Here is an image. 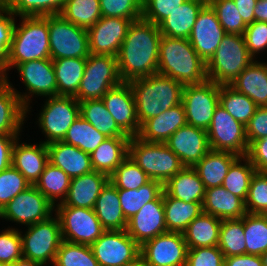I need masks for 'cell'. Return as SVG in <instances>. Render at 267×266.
Instances as JSON below:
<instances>
[{
	"instance_id": "f6af8a7d",
	"label": "cell",
	"mask_w": 267,
	"mask_h": 266,
	"mask_svg": "<svg viewBox=\"0 0 267 266\" xmlns=\"http://www.w3.org/2000/svg\"><path fill=\"white\" fill-rule=\"evenodd\" d=\"M245 254L260 256L267 251V216L265 214L244 215Z\"/></svg>"
},
{
	"instance_id": "ba28073f",
	"label": "cell",
	"mask_w": 267,
	"mask_h": 266,
	"mask_svg": "<svg viewBox=\"0 0 267 266\" xmlns=\"http://www.w3.org/2000/svg\"><path fill=\"white\" fill-rule=\"evenodd\" d=\"M54 216L26 226L28 229L25 234L22 235L21 233L24 258L40 263L43 266L48 262L51 265L54 264L57 251L63 241L59 218L56 214Z\"/></svg>"
},
{
	"instance_id": "f907efd6",
	"label": "cell",
	"mask_w": 267,
	"mask_h": 266,
	"mask_svg": "<svg viewBox=\"0 0 267 266\" xmlns=\"http://www.w3.org/2000/svg\"><path fill=\"white\" fill-rule=\"evenodd\" d=\"M215 10L226 34L244 35L247 24L243 21L233 0H207Z\"/></svg>"
},
{
	"instance_id": "836d02e7",
	"label": "cell",
	"mask_w": 267,
	"mask_h": 266,
	"mask_svg": "<svg viewBox=\"0 0 267 266\" xmlns=\"http://www.w3.org/2000/svg\"><path fill=\"white\" fill-rule=\"evenodd\" d=\"M130 137H108L90 155L93 170L110 176L128 156Z\"/></svg>"
},
{
	"instance_id": "5b68a950",
	"label": "cell",
	"mask_w": 267,
	"mask_h": 266,
	"mask_svg": "<svg viewBox=\"0 0 267 266\" xmlns=\"http://www.w3.org/2000/svg\"><path fill=\"white\" fill-rule=\"evenodd\" d=\"M128 155L151 180L163 185L185 167L165 143L146 142L137 136L129 139Z\"/></svg>"
},
{
	"instance_id": "2644e50d",
	"label": "cell",
	"mask_w": 267,
	"mask_h": 266,
	"mask_svg": "<svg viewBox=\"0 0 267 266\" xmlns=\"http://www.w3.org/2000/svg\"><path fill=\"white\" fill-rule=\"evenodd\" d=\"M263 266H267V251L260 255Z\"/></svg>"
},
{
	"instance_id": "7c38bea8",
	"label": "cell",
	"mask_w": 267,
	"mask_h": 266,
	"mask_svg": "<svg viewBox=\"0 0 267 266\" xmlns=\"http://www.w3.org/2000/svg\"><path fill=\"white\" fill-rule=\"evenodd\" d=\"M61 225L62 239L75 244L91 245L105 231L94 209L55 206Z\"/></svg>"
},
{
	"instance_id": "d6a6232c",
	"label": "cell",
	"mask_w": 267,
	"mask_h": 266,
	"mask_svg": "<svg viewBox=\"0 0 267 266\" xmlns=\"http://www.w3.org/2000/svg\"><path fill=\"white\" fill-rule=\"evenodd\" d=\"M26 117V108L7 83L0 88V135H20Z\"/></svg>"
},
{
	"instance_id": "4dcf8cb0",
	"label": "cell",
	"mask_w": 267,
	"mask_h": 266,
	"mask_svg": "<svg viewBox=\"0 0 267 266\" xmlns=\"http://www.w3.org/2000/svg\"><path fill=\"white\" fill-rule=\"evenodd\" d=\"M94 211L105 230H125L127 228L128 221L121 209L118 189L110 181L98 196Z\"/></svg>"
},
{
	"instance_id": "f5cc1de1",
	"label": "cell",
	"mask_w": 267,
	"mask_h": 266,
	"mask_svg": "<svg viewBox=\"0 0 267 266\" xmlns=\"http://www.w3.org/2000/svg\"><path fill=\"white\" fill-rule=\"evenodd\" d=\"M245 208L249 214H264L267 211V172L254 173L245 200Z\"/></svg>"
},
{
	"instance_id": "003e7915",
	"label": "cell",
	"mask_w": 267,
	"mask_h": 266,
	"mask_svg": "<svg viewBox=\"0 0 267 266\" xmlns=\"http://www.w3.org/2000/svg\"><path fill=\"white\" fill-rule=\"evenodd\" d=\"M254 21L267 22V0H258L254 9Z\"/></svg>"
},
{
	"instance_id": "d590c367",
	"label": "cell",
	"mask_w": 267,
	"mask_h": 266,
	"mask_svg": "<svg viewBox=\"0 0 267 266\" xmlns=\"http://www.w3.org/2000/svg\"><path fill=\"white\" fill-rule=\"evenodd\" d=\"M203 203L184 202L170 197L163 190V207L167 231L181 232L203 212Z\"/></svg>"
},
{
	"instance_id": "f35d334b",
	"label": "cell",
	"mask_w": 267,
	"mask_h": 266,
	"mask_svg": "<svg viewBox=\"0 0 267 266\" xmlns=\"http://www.w3.org/2000/svg\"><path fill=\"white\" fill-rule=\"evenodd\" d=\"M163 192V184L150 180L138 189H118L121 209L128 221L148 202L154 201Z\"/></svg>"
},
{
	"instance_id": "6125c7cd",
	"label": "cell",
	"mask_w": 267,
	"mask_h": 266,
	"mask_svg": "<svg viewBox=\"0 0 267 266\" xmlns=\"http://www.w3.org/2000/svg\"><path fill=\"white\" fill-rule=\"evenodd\" d=\"M246 157L251 161L256 171L267 172V137L251 142Z\"/></svg>"
},
{
	"instance_id": "681fc988",
	"label": "cell",
	"mask_w": 267,
	"mask_h": 266,
	"mask_svg": "<svg viewBox=\"0 0 267 266\" xmlns=\"http://www.w3.org/2000/svg\"><path fill=\"white\" fill-rule=\"evenodd\" d=\"M151 179L128 155L109 176L117 189H138Z\"/></svg>"
},
{
	"instance_id": "d6986e66",
	"label": "cell",
	"mask_w": 267,
	"mask_h": 266,
	"mask_svg": "<svg viewBox=\"0 0 267 266\" xmlns=\"http://www.w3.org/2000/svg\"><path fill=\"white\" fill-rule=\"evenodd\" d=\"M133 21L118 17H101L97 23L87 29L90 54L117 57Z\"/></svg>"
},
{
	"instance_id": "753ad0ef",
	"label": "cell",
	"mask_w": 267,
	"mask_h": 266,
	"mask_svg": "<svg viewBox=\"0 0 267 266\" xmlns=\"http://www.w3.org/2000/svg\"><path fill=\"white\" fill-rule=\"evenodd\" d=\"M0 266H10L8 264L0 263Z\"/></svg>"
},
{
	"instance_id": "e0dca14e",
	"label": "cell",
	"mask_w": 267,
	"mask_h": 266,
	"mask_svg": "<svg viewBox=\"0 0 267 266\" xmlns=\"http://www.w3.org/2000/svg\"><path fill=\"white\" fill-rule=\"evenodd\" d=\"M188 247L181 232L167 231L140 246L144 266H185Z\"/></svg>"
},
{
	"instance_id": "6da1fadb",
	"label": "cell",
	"mask_w": 267,
	"mask_h": 266,
	"mask_svg": "<svg viewBox=\"0 0 267 266\" xmlns=\"http://www.w3.org/2000/svg\"><path fill=\"white\" fill-rule=\"evenodd\" d=\"M161 33L154 23L142 18L133 21L117 55L123 82L145 78L158 72Z\"/></svg>"
},
{
	"instance_id": "6f0895ef",
	"label": "cell",
	"mask_w": 267,
	"mask_h": 266,
	"mask_svg": "<svg viewBox=\"0 0 267 266\" xmlns=\"http://www.w3.org/2000/svg\"><path fill=\"white\" fill-rule=\"evenodd\" d=\"M224 259L218 246L191 248L188 249L185 266H224Z\"/></svg>"
},
{
	"instance_id": "484cf974",
	"label": "cell",
	"mask_w": 267,
	"mask_h": 266,
	"mask_svg": "<svg viewBox=\"0 0 267 266\" xmlns=\"http://www.w3.org/2000/svg\"><path fill=\"white\" fill-rule=\"evenodd\" d=\"M187 125L183 104L180 103L160 115L146 120L137 137L146 142L164 143L176 130Z\"/></svg>"
},
{
	"instance_id": "e7e4bbea",
	"label": "cell",
	"mask_w": 267,
	"mask_h": 266,
	"mask_svg": "<svg viewBox=\"0 0 267 266\" xmlns=\"http://www.w3.org/2000/svg\"><path fill=\"white\" fill-rule=\"evenodd\" d=\"M224 266H263L258 255L243 254L225 257Z\"/></svg>"
},
{
	"instance_id": "30bf717a",
	"label": "cell",
	"mask_w": 267,
	"mask_h": 266,
	"mask_svg": "<svg viewBox=\"0 0 267 266\" xmlns=\"http://www.w3.org/2000/svg\"><path fill=\"white\" fill-rule=\"evenodd\" d=\"M38 118L44 144L63 141L72 123L80 116L79 102L73 96L48 97Z\"/></svg>"
},
{
	"instance_id": "7dc6e473",
	"label": "cell",
	"mask_w": 267,
	"mask_h": 266,
	"mask_svg": "<svg viewBox=\"0 0 267 266\" xmlns=\"http://www.w3.org/2000/svg\"><path fill=\"white\" fill-rule=\"evenodd\" d=\"M66 0H0L15 16H47L60 14Z\"/></svg>"
},
{
	"instance_id": "ac0fdd59",
	"label": "cell",
	"mask_w": 267,
	"mask_h": 266,
	"mask_svg": "<svg viewBox=\"0 0 267 266\" xmlns=\"http://www.w3.org/2000/svg\"><path fill=\"white\" fill-rule=\"evenodd\" d=\"M225 35L215 10L207 2L199 11L188 40L196 53L207 63Z\"/></svg>"
},
{
	"instance_id": "ee69618b",
	"label": "cell",
	"mask_w": 267,
	"mask_h": 266,
	"mask_svg": "<svg viewBox=\"0 0 267 266\" xmlns=\"http://www.w3.org/2000/svg\"><path fill=\"white\" fill-rule=\"evenodd\" d=\"M255 172L251 161L246 156H239L229 167L222 186L245 201Z\"/></svg>"
},
{
	"instance_id": "9c48e42d",
	"label": "cell",
	"mask_w": 267,
	"mask_h": 266,
	"mask_svg": "<svg viewBox=\"0 0 267 266\" xmlns=\"http://www.w3.org/2000/svg\"><path fill=\"white\" fill-rule=\"evenodd\" d=\"M50 58H87L90 55L87 29L64 19L48 15Z\"/></svg>"
},
{
	"instance_id": "7a4b0ae2",
	"label": "cell",
	"mask_w": 267,
	"mask_h": 266,
	"mask_svg": "<svg viewBox=\"0 0 267 266\" xmlns=\"http://www.w3.org/2000/svg\"><path fill=\"white\" fill-rule=\"evenodd\" d=\"M183 85L207 80L206 63L196 53L188 39L161 35L158 72Z\"/></svg>"
},
{
	"instance_id": "603a6c76",
	"label": "cell",
	"mask_w": 267,
	"mask_h": 266,
	"mask_svg": "<svg viewBox=\"0 0 267 266\" xmlns=\"http://www.w3.org/2000/svg\"><path fill=\"white\" fill-rule=\"evenodd\" d=\"M109 182V176L95 170L72 178L66 198L55 206H72L94 209L102 189Z\"/></svg>"
},
{
	"instance_id": "e575fe53",
	"label": "cell",
	"mask_w": 267,
	"mask_h": 266,
	"mask_svg": "<svg viewBox=\"0 0 267 266\" xmlns=\"http://www.w3.org/2000/svg\"><path fill=\"white\" fill-rule=\"evenodd\" d=\"M221 222L219 218L202 212L182 233L188 249L218 246Z\"/></svg>"
},
{
	"instance_id": "3957f363",
	"label": "cell",
	"mask_w": 267,
	"mask_h": 266,
	"mask_svg": "<svg viewBox=\"0 0 267 266\" xmlns=\"http://www.w3.org/2000/svg\"><path fill=\"white\" fill-rule=\"evenodd\" d=\"M128 83L133 91L140 126L182 101L184 85L168 76L156 73Z\"/></svg>"
},
{
	"instance_id": "d4e9b609",
	"label": "cell",
	"mask_w": 267,
	"mask_h": 266,
	"mask_svg": "<svg viewBox=\"0 0 267 266\" xmlns=\"http://www.w3.org/2000/svg\"><path fill=\"white\" fill-rule=\"evenodd\" d=\"M49 163L61 168L71 179L93 171L90 154L63 141L46 145Z\"/></svg>"
},
{
	"instance_id": "44dd1931",
	"label": "cell",
	"mask_w": 267,
	"mask_h": 266,
	"mask_svg": "<svg viewBox=\"0 0 267 266\" xmlns=\"http://www.w3.org/2000/svg\"><path fill=\"white\" fill-rule=\"evenodd\" d=\"M185 167H194L210 150L207 130L185 125L164 142Z\"/></svg>"
},
{
	"instance_id": "9a60e30c",
	"label": "cell",
	"mask_w": 267,
	"mask_h": 266,
	"mask_svg": "<svg viewBox=\"0 0 267 266\" xmlns=\"http://www.w3.org/2000/svg\"><path fill=\"white\" fill-rule=\"evenodd\" d=\"M207 135L212 150L246 156L249 146L246 138V126L236 121L220 105L214 111Z\"/></svg>"
},
{
	"instance_id": "ffe728a7",
	"label": "cell",
	"mask_w": 267,
	"mask_h": 266,
	"mask_svg": "<svg viewBox=\"0 0 267 266\" xmlns=\"http://www.w3.org/2000/svg\"><path fill=\"white\" fill-rule=\"evenodd\" d=\"M102 101L118 127L126 135L129 137L138 136L141 126L137 118L133 91L128 82H122L108 90Z\"/></svg>"
},
{
	"instance_id": "52a82bcc",
	"label": "cell",
	"mask_w": 267,
	"mask_h": 266,
	"mask_svg": "<svg viewBox=\"0 0 267 266\" xmlns=\"http://www.w3.org/2000/svg\"><path fill=\"white\" fill-rule=\"evenodd\" d=\"M117 57L112 55L90 54L87 57L83 78L77 94L78 102L102 99L108 90L120 85Z\"/></svg>"
},
{
	"instance_id": "74e56055",
	"label": "cell",
	"mask_w": 267,
	"mask_h": 266,
	"mask_svg": "<svg viewBox=\"0 0 267 266\" xmlns=\"http://www.w3.org/2000/svg\"><path fill=\"white\" fill-rule=\"evenodd\" d=\"M80 116L107 137H129L116 124L102 99L79 102Z\"/></svg>"
},
{
	"instance_id": "03108f58",
	"label": "cell",
	"mask_w": 267,
	"mask_h": 266,
	"mask_svg": "<svg viewBox=\"0 0 267 266\" xmlns=\"http://www.w3.org/2000/svg\"><path fill=\"white\" fill-rule=\"evenodd\" d=\"M242 17L248 25L254 22V9L258 0H233Z\"/></svg>"
},
{
	"instance_id": "89a4df30",
	"label": "cell",
	"mask_w": 267,
	"mask_h": 266,
	"mask_svg": "<svg viewBox=\"0 0 267 266\" xmlns=\"http://www.w3.org/2000/svg\"><path fill=\"white\" fill-rule=\"evenodd\" d=\"M8 74L6 73L4 65L0 62V88L8 83Z\"/></svg>"
},
{
	"instance_id": "bcb514c9",
	"label": "cell",
	"mask_w": 267,
	"mask_h": 266,
	"mask_svg": "<svg viewBox=\"0 0 267 266\" xmlns=\"http://www.w3.org/2000/svg\"><path fill=\"white\" fill-rule=\"evenodd\" d=\"M244 216L241 219L222 220L218 248L224 257L245 254Z\"/></svg>"
},
{
	"instance_id": "4316f807",
	"label": "cell",
	"mask_w": 267,
	"mask_h": 266,
	"mask_svg": "<svg viewBox=\"0 0 267 266\" xmlns=\"http://www.w3.org/2000/svg\"><path fill=\"white\" fill-rule=\"evenodd\" d=\"M203 212L220 220L241 219L246 213L245 201L223 186L205 189Z\"/></svg>"
},
{
	"instance_id": "60d3db41",
	"label": "cell",
	"mask_w": 267,
	"mask_h": 266,
	"mask_svg": "<svg viewBox=\"0 0 267 266\" xmlns=\"http://www.w3.org/2000/svg\"><path fill=\"white\" fill-rule=\"evenodd\" d=\"M219 105L244 126L249 123L258 107L248 96L239 93L230 85H220Z\"/></svg>"
},
{
	"instance_id": "8fae6325",
	"label": "cell",
	"mask_w": 267,
	"mask_h": 266,
	"mask_svg": "<svg viewBox=\"0 0 267 266\" xmlns=\"http://www.w3.org/2000/svg\"><path fill=\"white\" fill-rule=\"evenodd\" d=\"M220 85L206 80L199 84L184 85L182 101L187 124L207 130L219 105Z\"/></svg>"
},
{
	"instance_id": "ab89813d",
	"label": "cell",
	"mask_w": 267,
	"mask_h": 266,
	"mask_svg": "<svg viewBox=\"0 0 267 266\" xmlns=\"http://www.w3.org/2000/svg\"><path fill=\"white\" fill-rule=\"evenodd\" d=\"M71 178L58 167L48 163L34 186L54 205L62 203L70 187Z\"/></svg>"
},
{
	"instance_id": "277c9868",
	"label": "cell",
	"mask_w": 267,
	"mask_h": 266,
	"mask_svg": "<svg viewBox=\"0 0 267 266\" xmlns=\"http://www.w3.org/2000/svg\"><path fill=\"white\" fill-rule=\"evenodd\" d=\"M14 26L6 73L18 64L50 58V39L47 16H20ZM9 69V70H8Z\"/></svg>"
},
{
	"instance_id": "db71d44e",
	"label": "cell",
	"mask_w": 267,
	"mask_h": 266,
	"mask_svg": "<svg viewBox=\"0 0 267 266\" xmlns=\"http://www.w3.org/2000/svg\"><path fill=\"white\" fill-rule=\"evenodd\" d=\"M102 17L137 21L142 17L143 0H99Z\"/></svg>"
},
{
	"instance_id": "7bdbcfd3",
	"label": "cell",
	"mask_w": 267,
	"mask_h": 266,
	"mask_svg": "<svg viewBox=\"0 0 267 266\" xmlns=\"http://www.w3.org/2000/svg\"><path fill=\"white\" fill-rule=\"evenodd\" d=\"M60 15L71 23L89 29L101 15L99 0H66Z\"/></svg>"
},
{
	"instance_id": "c3c4849f",
	"label": "cell",
	"mask_w": 267,
	"mask_h": 266,
	"mask_svg": "<svg viewBox=\"0 0 267 266\" xmlns=\"http://www.w3.org/2000/svg\"><path fill=\"white\" fill-rule=\"evenodd\" d=\"M53 266H99L90 245L62 241Z\"/></svg>"
},
{
	"instance_id": "7402d4cb",
	"label": "cell",
	"mask_w": 267,
	"mask_h": 266,
	"mask_svg": "<svg viewBox=\"0 0 267 266\" xmlns=\"http://www.w3.org/2000/svg\"><path fill=\"white\" fill-rule=\"evenodd\" d=\"M127 233L141 246L144 242L167 232L163 207V192L146 203L128 220Z\"/></svg>"
},
{
	"instance_id": "cb8c5ba5",
	"label": "cell",
	"mask_w": 267,
	"mask_h": 266,
	"mask_svg": "<svg viewBox=\"0 0 267 266\" xmlns=\"http://www.w3.org/2000/svg\"><path fill=\"white\" fill-rule=\"evenodd\" d=\"M17 138L12 148V166L16 168L31 185H34L49 163L46 144L20 143Z\"/></svg>"
},
{
	"instance_id": "83f0119b",
	"label": "cell",
	"mask_w": 267,
	"mask_h": 266,
	"mask_svg": "<svg viewBox=\"0 0 267 266\" xmlns=\"http://www.w3.org/2000/svg\"><path fill=\"white\" fill-rule=\"evenodd\" d=\"M258 107L267 106V62H251L230 85Z\"/></svg>"
},
{
	"instance_id": "8c879c8a",
	"label": "cell",
	"mask_w": 267,
	"mask_h": 266,
	"mask_svg": "<svg viewBox=\"0 0 267 266\" xmlns=\"http://www.w3.org/2000/svg\"><path fill=\"white\" fill-rule=\"evenodd\" d=\"M125 266H144L141 258H139L137 261L131 263V264H128V265H125Z\"/></svg>"
},
{
	"instance_id": "680465c9",
	"label": "cell",
	"mask_w": 267,
	"mask_h": 266,
	"mask_svg": "<svg viewBox=\"0 0 267 266\" xmlns=\"http://www.w3.org/2000/svg\"><path fill=\"white\" fill-rule=\"evenodd\" d=\"M244 38L249 54L254 59L260 52L267 51V22L254 21L248 24Z\"/></svg>"
},
{
	"instance_id": "f1b7e54d",
	"label": "cell",
	"mask_w": 267,
	"mask_h": 266,
	"mask_svg": "<svg viewBox=\"0 0 267 266\" xmlns=\"http://www.w3.org/2000/svg\"><path fill=\"white\" fill-rule=\"evenodd\" d=\"M206 3L207 0H187L158 25L161 35L188 39L199 11Z\"/></svg>"
},
{
	"instance_id": "9f6ffc18",
	"label": "cell",
	"mask_w": 267,
	"mask_h": 266,
	"mask_svg": "<svg viewBox=\"0 0 267 266\" xmlns=\"http://www.w3.org/2000/svg\"><path fill=\"white\" fill-rule=\"evenodd\" d=\"M187 0H143L142 19L159 25Z\"/></svg>"
},
{
	"instance_id": "11a10c76",
	"label": "cell",
	"mask_w": 267,
	"mask_h": 266,
	"mask_svg": "<svg viewBox=\"0 0 267 266\" xmlns=\"http://www.w3.org/2000/svg\"><path fill=\"white\" fill-rule=\"evenodd\" d=\"M21 232L10 228L0 233V263L11 265L23 257Z\"/></svg>"
},
{
	"instance_id": "94428289",
	"label": "cell",
	"mask_w": 267,
	"mask_h": 266,
	"mask_svg": "<svg viewBox=\"0 0 267 266\" xmlns=\"http://www.w3.org/2000/svg\"><path fill=\"white\" fill-rule=\"evenodd\" d=\"M264 137H267V106L257 107L254 115L246 125L248 144Z\"/></svg>"
},
{
	"instance_id": "816d5d0a",
	"label": "cell",
	"mask_w": 267,
	"mask_h": 266,
	"mask_svg": "<svg viewBox=\"0 0 267 266\" xmlns=\"http://www.w3.org/2000/svg\"><path fill=\"white\" fill-rule=\"evenodd\" d=\"M31 184L12 165L0 172V211Z\"/></svg>"
},
{
	"instance_id": "8d00e7d4",
	"label": "cell",
	"mask_w": 267,
	"mask_h": 266,
	"mask_svg": "<svg viewBox=\"0 0 267 266\" xmlns=\"http://www.w3.org/2000/svg\"><path fill=\"white\" fill-rule=\"evenodd\" d=\"M53 61L57 96H75L84 75L87 58H60Z\"/></svg>"
},
{
	"instance_id": "91938a15",
	"label": "cell",
	"mask_w": 267,
	"mask_h": 266,
	"mask_svg": "<svg viewBox=\"0 0 267 266\" xmlns=\"http://www.w3.org/2000/svg\"><path fill=\"white\" fill-rule=\"evenodd\" d=\"M15 15L0 3V62L7 64L9 49L11 46Z\"/></svg>"
},
{
	"instance_id": "2e32d148",
	"label": "cell",
	"mask_w": 267,
	"mask_h": 266,
	"mask_svg": "<svg viewBox=\"0 0 267 266\" xmlns=\"http://www.w3.org/2000/svg\"><path fill=\"white\" fill-rule=\"evenodd\" d=\"M53 211L55 212L54 205L31 185L0 211V218L29 226L53 216Z\"/></svg>"
},
{
	"instance_id": "5bb4252c",
	"label": "cell",
	"mask_w": 267,
	"mask_h": 266,
	"mask_svg": "<svg viewBox=\"0 0 267 266\" xmlns=\"http://www.w3.org/2000/svg\"><path fill=\"white\" fill-rule=\"evenodd\" d=\"M99 266H125L140 258V245L125 230H105L90 245Z\"/></svg>"
},
{
	"instance_id": "1f68e13d",
	"label": "cell",
	"mask_w": 267,
	"mask_h": 266,
	"mask_svg": "<svg viewBox=\"0 0 267 266\" xmlns=\"http://www.w3.org/2000/svg\"><path fill=\"white\" fill-rule=\"evenodd\" d=\"M238 157L231 152L211 149L193 168L199 174L205 189L222 186L229 167Z\"/></svg>"
},
{
	"instance_id": "b9f144b4",
	"label": "cell",
	"mask_w": 267,
	"mask_h": 266,
	"mask_svg": "<svg viewBox=\"0 0 267 266\" xmlns=\"http://www.w3.org/2000/svg\"><path fill=\"white\" fill-rule=\"evenodd\" d=\"M108 137L96 130L87 120L79 116L68 129L63 142L92 154Z\"/></svg>"
},
{
	"instance_id": "f546056e",
	"label": "cell",
	"mask_w": 267,
	"mask_h": 266,
	"mask_svg": "<svg viewBox=\"0 0 267 266\" xmlns=\"http://www.w3.org/2000/svg\"><path fill=\"white\" fill-rule=\"evenodd\" d=\"M163 190L170 197L186 203H203L205 197V187L193 167H184L163 185Z\"/></svg>"
},
{
	"instance_id": "a7ac6f4b",
	"label": "cell",
	"mask_w": 267,
	"mask_h": 266,
	"mask_svg": "<svg viewBox=\"0 0 267 266\" xmlns=\"http://www.w3.org/2000/svg\"><path fill=\"white\" fill-rule=\"evenodd\" d=\"M10 266H43L40 263L34 262L30 259L27 258H20L17 261H15L14 263H12Z\"/></svg>"
},
{
	"instance_id": "be15d7a7",
	"label": "cell",
	"mask_w": 267,
	"mask_h": 266,
	"mask_svg": "<svg viewBox=\"0 0 267 266\" xmlns=\"http://www.w3.org/2000/svg\"><path fill=\"white\" fill-rule=\"evenodd\" d=\"M19 135H0V172L12 165V148Z\"/></svg>"
},
{
	"instance_id": "4fadbf2b",
	"label": "cell",
	"mask_w": 267,
	"mask_h": 266,
	"mask_svg": "<svg viewBox=\"0 0 267 266\" xmlns=\"http://www.w3.org/2000/svg\"><path fill=\"white\" fill-rule=\"evenodd\" d=\"M15 68L28 92L26 93L25 91V93L21 94V92L13 88L9 79L8 84L19 96L21 103L26 108V113L30 111L29 105L32 96L37 95L46 98L57 96V82L51 58L27 61L18 64Z\"/></svg>"
},
{
	"instance_id": "8992f818",
	"label": "cell",
	"mask_w": 267,
	"mask_h": 266,
	"mask_svg": "<svg viewBox=\"0 0 267 266\" xmlns=\"http://www.w3.org/2000/svg\"><path fill=\"white\" fill-rule=\"evenodd\" d=\"M254 60L249 54L244 35L226 34L206 63L207 79L217 85H231Z\"/></svg>"
}]
</instances>
